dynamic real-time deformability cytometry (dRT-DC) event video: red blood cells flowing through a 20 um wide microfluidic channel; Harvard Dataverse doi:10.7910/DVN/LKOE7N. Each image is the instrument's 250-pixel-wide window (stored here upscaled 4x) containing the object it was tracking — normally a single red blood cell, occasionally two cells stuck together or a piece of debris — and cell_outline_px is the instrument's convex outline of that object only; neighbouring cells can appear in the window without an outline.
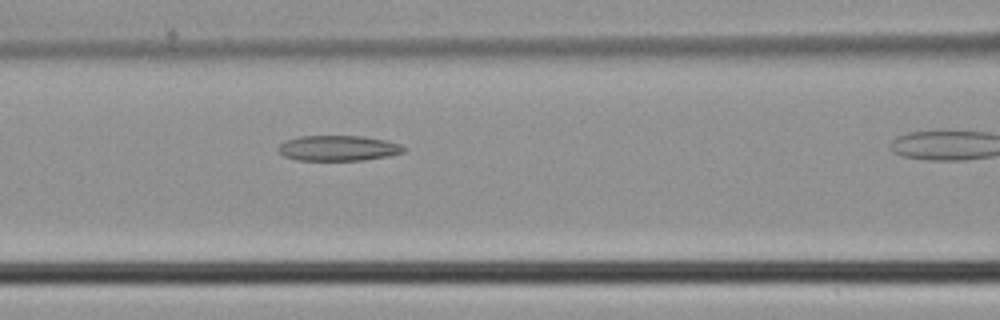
{"species": "common noctule bat (a hibernating species)", "species_latin": "Nyctalus noctula", "temperature_condition": "cold", "stored_images_in_passage": 15, "camera_frame_rate_fps": 3000, "um_per_image_px": 0.085, "animal": {"sex": "male", "body_mass_g": 21.5, "forearm_length_mm": 52.0}, "frame": {"image": 1, "passage_image": 9, "time_ms": 2.667, "image_size_px": [1000, 320], "cell_outline_px": [[408, 148], [404, 152], [388, 156], [360, 160], [296, 160], [284, 156], [276, 148], [284, 140], [300, 136], [364, 136], [384, 140], [400, 144]], "centroid_in_image_um": [28.73, 12.59], "position_along_channel_um": 137.9, "area_um2": 18.61}}
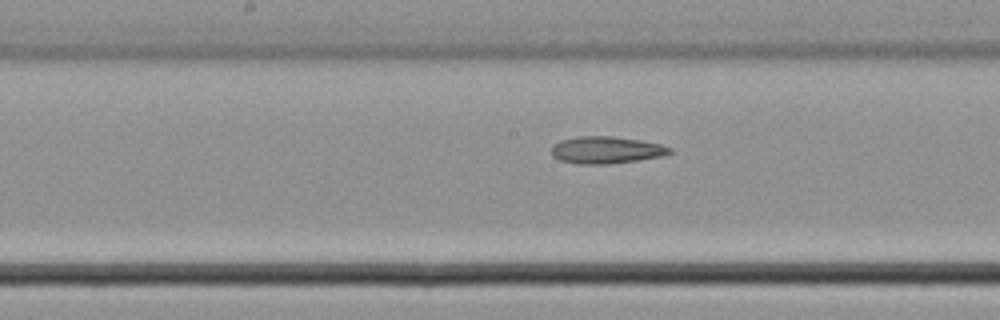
{"frame": {"image": 2, "passage_image": 13, "time_ms": 4.0, "image_size_px": [1000, 320], "cell_outline_px": [[672, 152], [664, 156], [608, 164], [576, 164], [560, 160], [552, 156], [552, 144], [560, 140], [576, 136], [612, 136], [640, 140], [660, 144], [672, 148]], "centroid_in_image_um": [51.5, 12.74], "position_along_channel_um": 196.7, "area_um2": 18.79}}